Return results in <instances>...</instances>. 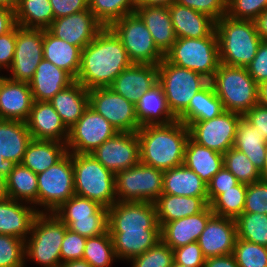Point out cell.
I'll use <instances>...</instances> for the list:
<instances>
[{
	"label": "cell",
	"mask_w": 267,
	"mask_h": 267,
	"mask_svg": "<svg viewBox=\"0 0 267 267\" xmlns=\"http://www.w3.org/2000/svg\"><path fill=\"white\" fill-rule=\"evenodd\" d=\"M247 185L239 183L232 189L223 190L210 204L217 216L236 220L244 210Z\"/></svg>",
	"instance_id": "7bdbcfd3"
},
{
	"label": "cell",
	"mask_w": 267,
	"mask_h": 267,
	"mask_svg": "<svg viewBox=\"0 0 267 267\" xmlns=\"http://www.w3.org/2000/svg\"><path fill=\"white\" fill-rule=\"evenodd\" d=\"M59 267H91V265L85 260H72L62 263Z\"/></svg>",
	"instance_id": "89a4df30"
},
{
	"label": "cell",
	"mask_w": 267,
	"mask_h": 267,
	"mask_svg": "<svg viewBox=\"0 0 267 267\" xmlns=\"http://www.w3.org/2000/svg\"><path fill=\"white\" fill-rule=\"evenodd\" d=\"M235 221L237 238L267 247V214L242 213Z\"/></svg>",
	"instance_id": "f6af8a7d"
},
{
	"label": "cell",
	"mask_w": 267,
	"mask_h": 267,
	"mask_svg": "<svg viewBox=\"0 0 267 267\" xmlns=\"http://www.w3.org/2000/svg\"><path fill=\"white\" fill-rule=\"evenodd\" d=\"M223 166L229 170L236 179L243 184H251L262 180L261 172L249 158L235 148L223 154Z\"/></svg>",
	"instance_id": "bcb514c9"
},
{
	"label": "cell",
	"mask_w": 267,
	"mask_h": 267,
	"mask_svg": "<svg viewBox=\"0 0 267 267\" xmlns=\"http://www.w3.org/2000/svg\"><path fill=\"white\" fill-rule=\"evenodd\" d=\"M158 223H167L176 219L202 212L209 204L208 197L177 196L162 194L155 202Z\"/></svg>",
	"instance_id": "1f68e13d"
},
{
	"label": "cell",
	"mask_w": 267,
	"mask_h": 267,
	"mask_svg": "<svg viewBox=\"0 0 267 267\" xmlns=\"http://www.w3.org/2000/svg\"><path fill=\"white\" fill-rule=\"evenodd\" d=\"M175 3L206 14L215 21L227 14V0H175Z\"/></svg>",
	"instance_id": "db71d44e"
},
{
	"label": "cell",
	"mask_w": 267,
	"mask_h": 267,
	"mask_svg": "<svg viewBox=\"0 0 267 267\" xmlns=\"http://www.w3.org/2000/svg\"><path fill=\"white\" fill-rule=\"evenodd\" d=\"M53 213L68 229L86 238L108 231V208L88 198L73 195Z\"/></svg>",
	"instance_id": "8fae6325"
},
{
	"label": "cell",
	"mask_w": 267,
	"mask_h": 267,
	"mask_svg": "<svg viewBox=\"0 0 267 267\" xmlns=\"http://www.w3.org/2000/svg\"><path fill=\"white\" fill-rule=\"evenodd\" d=\"M163 194L208 197L207 185L184 164L163 171Z\"/></svg>",
	"instance_id": "836d02e7"
},
{
	"label": "cell",
	"mask_w": 267,
	"mask_h": 267,
	"mask_svg": "<svg viewBox=\"0 0 267 267\" xmlns=\"http://www.w3.org/2000/svg\"><path fill=\"white\" fill-rule=\"evenodd\" d=\"M241 114L223 111L206 121L192 122L188 128L190 138L197 144L224 154L234 145Z\"/></svg>",
	"instance_id": "5bb4252c"
},
{
	"label": "cell",
	"mask_w": 267,
	"mask_h": 267,
	"mask_svg": "<svg viewBox=\"0 0 267 267\" xmlns=\"http://www.w3.org/2000/svg\"><path fill=\"white\" fill-rule=\"evenodd\" d=\"M0 74V119L28 120L34 103L28 83L17 82Z\"/></svg>",
	"instance_id": "44dd1931"
},
{
	"label": "cell",
	"mask_w": 267,
	"mask_h": 267,
	"mask_svg": "<svg viewBox=\"0 0 267 267\" xmlns=\"http://www.w3.org/2000/svg\"><path fill=\"white\" fill-rule=\"evenodd\" d=\"M8 198L33 205L37 211L38 178L28 167L16 164L6 178Z\"/></svg>",
	"instance_id": "ab89813d"
},
{
	"label": "cell",
	"mask_w": 267,
	"mask_h": 267,
	"mask_svg": "<svg viewBox=\"0 0 267 267\" xmlns=\"http://www.w3.org/2000/svg\"><path fill=\"white\" fill-rule=\"evenodd\" d=\"M67 153L66 143L32 139L27 145L21 164L39 174L55 165Z\"/></svg>",
	"instance_id": "d590c367"
},
{
	"label": "cell",
	"mask_w": 267,
	"mask_h": 267,
	"mask_svg": "<svg viewBox=\"0 0 267 267\" xmlns=\"http://www.w3.org/2000/svg\"><path fill=\"white\" fill-rule=\"evenodd\" d=\"M109 28L121 40L132 63L158 65L164 59V54L136 13L114 21Z\"/></svg>",
	"instance_id": "7c38bea8"
},
{
	"label": "cell",
	"mask_w": 267,
	"mask_h": 267,
	"mask_svg": "<svg viewBox=\"0 0 267 267\" xmlns=\"http://www.w3.org/2000/svg\"><path fill=\"white\" fill-rule=\"evenodd\" d=\"M237 239L236 221L213 215L199 236L197 242L205 258L233 253Z\"/></svg>",
	"instance_id": "ffe728a7"
},
{
	"label": "cell",
	"mask_w": 267,
	"mask_h": 267,
	"mask_svg": "<svg viewBox=\"0 0 267 267\" xmlns=\"http://www.w3.org/2000/svg\"><path fill=\"white\" fill-rule=\"evenodd\" d=\"M233 148L243 152L260 172L263 171L267 142L243 116L238 123Z\"/></svg>",
	"instance_id": "f35d334b"
},
{
	"label": "cell",
	"mask_w": 267,
	"mask_h": 267,
	"mask_svg": "<svg viewBox=\"0 0 267 267\" xmlns=\"http://www.w3.org/2000/svg\"><path fill=\"white\" fill-rule=\"evenodd\" d=\"M37 178V212L53 213L75 195L72 153H67L55 165L37 174Z\"/></svg>",
	"instance_id": "30bf717a"
},
{
	"label": "cell",
	"mask_w": 267,
	"mask_h": 267,
	"mask_svg": "<svg viewBox=\"0 0 267 267\" xmlns=\"http://www.w3.org/2000/svg\"><path fill=\"white\" fill-rule=\"evenodd\" d=\"M157 66L158 83L170 111L177 118L188 107L191 98L210 80L198 72L169 63L165 58Z\"/></svg>",
	"instance_id": "ba28073f"
},
{
	"label": "cell",
	"mask_w": 267,
	"mask_h": 267,
	"mask_svg": "<svg viewBox=\"0 0 267 267\" xmlns=\"http://www.w3.org/2000/svg\"><path fill=\"white\" fill-rule=\"evenodd\" d=\"M38 212L33 205L6 198L0 201V234L26 240Z\"/></svg>",
	"instance_id": "d4e9b609"
},
{
	"label": "cell",
	"mask_w": 267,
	"mask_h": 267,
	"mask_svg": "<svg viewBox=\"0 0 267 267\" xmlns=\"http://www.w3.org/2000/svg\"><path fill=\"white\" fill-rule=\"evenodd\" d=\"M119 202H155L163 194V170L139 162L115 174Z\"/></svg>",
	"instance_id": "9c48e42d"
},
{
	"label": "cell",
	"mask_w": 267,
	"mask_h": 267,
	"mask_svg": "<svg viewBox=\"0 0 267 267\" xmlns=\"http://www.w3.org/2000/svg\"><path fill=\"white\" fill-rule=\"evenodd\" d=\"M82 260L87 261L91 267H112L114 262H118L108 231L96 237L87 238Z\"/></svg>",
	"instance_id": "ee69618b"
},
{
	"label": "cell",
	"mask_w": 267,
	"mask_h": 267,
	"mask_svg": "<svg viewBox=\"0 0 267 267\" xmlns=\"http://www.w3.org/2000/svg\"><path fill=\"white\" fill-rule=\"evenodd\" d=\"M104 26L89 10L54 19L47 30L81 50L95 39Z\"/></svg>",
	"instance_id": "d6986e66"
},
{
	"label": "cell",
	"mask_w": 267,
	"mask_h": 267,
	"mask_svg": "<svg viewBox=\"0 0 267 267\" xmlns=\"http://www.w3.org/2000/svg\"><path fill=\"white\" fill-rule=\"evenodd\" d=\"M88 4L94 17L109 27L114 21L135 13L137 0H88Z\"/></svg>",
	"instance_id": "b9f144b4"
},
{
	"label": "cell",
	"mask_w": 267,
	"mask_h": 267,
	"mask_svg": "<svg viewBox=\"0 0 267 267\" xmlns=\"http://www.w3.org/2000/svg\"><path fill=\"white\" fill-rule=\"evenodd\" d=\"M157 82V65L132 63L115 78L110 88L136 105L139 97Z\"/></svg>",
	"instance_id": "603a6c76"
},
{
	"label": "cell",
	"mask_w": 267,
	"mask_h": 267,
	"mask_svg": "<svg viewBox=\"0 0 267 267\" xmlns=\"http://www.w3.org/2000/svg\"><path fill=\"white\" fill-rule=\"evenodd\" d=\"M160 229L153 202H115L108 208V231Z\"/></svg>",
	"instance_id": "ac0fdd59"
},
{
	"label": "cell",
	"mask_w": 267,
	"mask_h": 267,
	"mask_svg": "<svg viewBox=\"0 0 267 267\" xmlns=\"http://www.w3.org/2000/svg\"><path fill=\"white\" fill-rule=\"evenodd\" d=\"M31 140L26 122L0 119V154L4 159L21 164Z\"/></svg>",
	"instance_id": "e575fe53"
},
{
	"label": "cell",
	"mask_w": 267,
	"mask_h": 267,
	"mask_svg": "<svg viewBox=\"0 0 267 267\" xmlns=\"http://www.w3.org/2000/svg\"><path fill=\"white\" fill-rule=\"evenodd\" d=\"M43 57L76 79L81 65V49L79 47L56 38L47 29H44Z\"/></svg>",
	"instance_id": "d6a6232c"
},
{
	"label": "cell",
	"mask_w": 267,
	"mask_h": 267,
	"mask_svg": "<svg viewBox=\"0 0 267 267\" xmlns=\"http://www.w3.org/2000/svg\"><path fill=\"white\" fill-rule=\"evenodd\" d=\"M16 24L23 28L47 29L54 20L50 0H19Z\"/></svg>",
	"instance_id": "60d3db41"
},
{
	"label": "cell",
	"mask_w": 267,
	"mask_h": 267,
	"mask_svg": "<svg viewBox=\"0 0 267 267\" xmlns=\"http://www.w3.org/2000/svg\"><path fill=\"white\" fill-rule=\"evenodd\" d=\"M183 164L208 185L212 177L223 167V154L201 146L189 138Z\"/></svg>",
	"instance_id": "8d00e7d4"
},
{
	"label": "cell",
	"mask_w": 267,
	"mask_h": 267,
	"mask_svg": "<svg viewBox=\"0 0 267 267\" xmlns=\"http://www.w3.org/2000/svg\"><path fill=\"white\" fill-rule=\"evenodd\" d=\"M243 213L267 214V180L247 185Z\"/></svg>",
	"instance_id": "816d5d0a"
},
{
	"label": "cell",
	"mask_w": 267,
	"mask_h": 267,
	"mask_svg": "<svg viewBox=\"0 0 267 267\" xmlns=\"http://www.w3.org/2000/svg\"><path fill=\"white\" fill-rule=\"evenodd\" d=\"M15 165L16 163L11 160L4 159L0 154V176L6 179L14 169Z\"/></svg>",
	"instance_id": "03108f58"
},
{
	"label": "cell",
	"mask_w": 267,
	"mask_h": 267,
	"mask_svg": "<svg viewBox=\"0 0 267 267\" xmlns=\"http://www.w3.org/2000/svg\"><path fill=\"white\" fill-rule=\"evenodd\" d=\"M44 29L23 28L16 24V48L6 77L29 83L43 57Z\"/></svg>",
	"instance_id": "4fadbf2b"
},
{
	"label": "cell",
	"mask_w": 267,
	"mask_h": 267,
	"mask_svg": "<svg viewBox=\"0 0 267 267\" xmlns=\"http://www.w3.org/2000/svg\"><path fill=\"white\" fill-rule=\"evenodd\" d=\"M15 25V12L11 9L0 7V35L9 32Z\"/></svg>",
	"instance_id": "6125c7cd"
},
{
	"label": "cell",
	"mask_w": 267,
	"mask_h": 267,
	"mask_svg": "<svg viewBox=\"0 0 267 267\" xmlns=\"http://www.w3.org/2000/svg\"><path fill=\"white\" fill-rule=\"evenodd\" d=\"M258 104L267 108V79L258 84Z\"/></svg>",
	"instance_id": "003e7915"
},
{
	"label": "cell",
	"mask_w": 267,
	"mask_h": 267,
	"mask_svg": "<svg viewBox=\"0 0 267 267\" xmlns=\"http://www.w3.org/2000/svg\"><path fill=\"white\" fill-rule=\"evenodd\" d=\"M8 198L6 179L0 176V201Z\"/></svg>",
	"instance_id": "2644e50d"
},
{
	"label": "cell",
	"mask_w": 267,
	"mask_h": 267,
	"mask_svg": "<svg viewBox=\"0 0 267 267\" xmlns=\"http://www.w3.org/2000/svg\"><path fill=\"white\" fill-rule=\"evenodd\" d=\"M172 267H188V266H184V265H181V264H176V263L174 262Z\"/></svg>",
	"instance_id": "34e18365"
},
{
	"label": "cell",
	"mask_w": 267,
	"mask_h": 267,
	"mask_svg": "<svg viewBox=\"0 0 267 267\" xmlns=\"http://www.w3.org/2000/svg\"><path fill=\"white\" fill-rule=\"evenodd\" d=\"M19 0H0V7L8 8L15 11Z\"/></svg>",
	"instance_id": "8c879c8a"
},
{
	"label": "cell",
	"mask_w": 267,
	"mask_h": 267,
	"mask_svg": "<svg viewBox=\"0 0 267 267\" xmlns=\"http://www.w3.org/2000/svg\"><path fill=\"white\" fill-rule=\"evenodd\" d=\"M240 182L224 166L212 177L207 185L208 204H210L223 190L232 189Z\"/></svg>",
	"instance_id": "9f6ffc18"
},
{
	"label": "cell",
	"mask_w": 267,
	"mask_h": 267,
	"mask_svg": "<svg viewBox=\"0 0 267 267\" xmlns=\"http://www.w3.org/2000/svg\"><path fill=\"white\" fill-rule=\"evenodd\" d=\"M131 64L121 40L109 27H104L81 50V65L75 81L87 90L110 87Z\"/></svg>",
	"instance_id": "6da1fadb"
},
{
	"label": "cell",
	"mask_w": 267,
	"mask_h": 267,
	"mask_svg": "<svg viewBox=\"0 0 267 267\" xmlns=\"http://www.w3.org/2000/svg\"><path fill=\"white\" fill-rule=\"evenodd\" d=\"M215 32L223 65L246 67L262 41L254 21L235 19L227 14L216 21Z\"/></svg>",
	"instance_id": "3957f363"
},
{
	"label": "cell",
	"mask_w": 267,
	"mask_h": 267,
	"mask_svg": "<svg viewBox=\"0 0 267 267\" xmlns=\"http://www.w3.org/2000/svg\"><path fill=\"white\" fill-rule=\"evenodd\" d=\"M164 58L169 63L198 72L210 80L221 64L216 32L204 38H177Z\"/></svg>",
	"instance_id": "52a82bcc"
},
{
	"label": "cell",
	"mask_w": 267,
	"mask_h": 267,
	"mask_svg": "<svg viewBox=\"0 0 267 267\" xmlns=\"http://www.w3.org/2000/svg\"><path fill=\"white\" fill-rule=\"evenodd\" d=\"M210 83L225 111L243 116L258 104V84L246 67L220 64Z\"/></svg>",
	"instance_id": "5b68a950"
},
{
	"label": "cell",
	"mask_w": 267,
	"mask_h": 267,
	"mask_svg": "<svg viewBox=\"0 0 267 267\" xmlns=\"http://www.w3.org/2000/svg\"><path fill=\"white\" fill-rule=\"evenodd\" d=\"M26 125L32 139L67 143L69 130L49 101H34Z\"/></svg>",
	"instance_id": "7402d4cb"
},
{
	"label": "cell",
	"mask_w": 267,
	"mask_h": 267,
	"mask_svg": "<svg viewBox=\"0 0 267 267\" xmlns=\"http://www.w3.org/2000/svg\"><path fill=\"white\" fill-rule=\"evenodd\" d=\"M136 133L142 164L163 171L183 164L190 138L189 128L183 122L176 120L167 125H147Z\"/></svg>",
	"instance_id": "7a4b0ae2"
},
{
	"label": "cell",
	"mask_w": 267,
	"mask_h": 267,
	"mask_svg": "<svg viewBox=\"0 0 267 267\" xmlns=\"http://www.w3.org/2000/svg\"><path fill=\"white\" fill-rule=\"evenodd\" d=\"M232 254L239 267H267L265 246L237 238Z\"/></svg>",
	"instance_id": "7dc6e473"
},
{
	"label": "cell",
	"mask_w": 267,
	"mask_h": 267,
	"mask_svg": "<svg viewBox=\"0 0 267 267\" xmlns=\"http://www.w3.org/2000/svg\"><path fill=\"white\" fill-rule=\"evenodd\" d=\"M49 102L69 130L89 107V93L79 82L74 81L58 92Z\"/></svg>",
	"instance_id": "4dcf8cb0"
},
{
	"label": "cell",
	"mask_w": 267,
	"mask_h": 267,
	"mask_svg": "<svg viewBox=\"0 0 267 267\" xmlns=\"http://www.w3.org/2000/svg\"><path fill=\"white\" fill-rule=\"evenodd\" d=\"M174 262L188 267H204L205 257L198 242L173 249Z\"/></svg>",
	"instance_id": "11a10c76"
},
{
	"label": "cell",
	"mask_w": 267,
	"mask_h": 267,
	"mask_svg": "<svg viewBox=\"0 0 267 267\" xmlns=\"http://www.w3.org/2000/svg\"><path fill=\"white\" fill-rule=\"evenodd\" d=\"M267 9V0H227V15L254 21Z\"/></svg>",
	"instance_id": "f907efd6"
},
{
	"label": "cell",
	"mask_w": 267,
	"mask_h": 267,
	"mask_svg": "<svg viewBox=\"0 0 267 267\" xmlns=\"http://www.w3.org/2000/svg\"><path fill=\"white\" fill-rule=\"evenodd\" d=\"M118 131L102 115L88 107L69 129L68 153L90 154Z\"/></svg>",
	"instance_id": "2e32d148"
},
{
	"label": "cell",
	"mask_w": 267,
	"mask_h": 267,
	"mask_svg": "<svg viewBox=\"0 0 267 267\" xmlns=\"http://www.w3.org/2000/svg\"><path fill=\"white\" fill-rule=\"evenodd\" d=\"M204 267H239L233 254L205 258Z\"/></svg>",
	"instance_id": "be15d7a7"
},
{
	"label": "cell",
	"mask_w": 267,
	"mask_h": 267,
	"mask_svg": "<svg viewBox=\"0 0 267 267\" xmlns=\"http://www.w3.org/2000/svg\"><path fill=\"white\" fill-rule=\"evenodd\" d=\"M135 13L151 33L155 45L165 54L177 39L169 8L166 6H137Z\"/></svg>",
	"instance_id": "83f0119b"
},
{
	"label": "cell",
	"mask_w": 267,
	"mask_h": 267,
	"mask_svg": "<svg viewBox=\"0 0 267 267\" xmlns=\"http://www.w3.org/2000/svg\"><path fill=\"white\" fill-rule=\"evenodd\" d=\"M257 32L262 41H267V9L264 10L255 20Z\"/></svg>",
	"instance_id": "e7e4bbea"
},
{
	"label": "cell",
	"mask_w": 267,
	"mask_h": 267,
	"mask_svg": "<svg viewBox=\"0 0 267 267\" xmlns=\"http://www.w3.org/2000/svg\"><path fill=\"white\" fill-rule=\"evenodd\" d=\"M135 108L140 127L167 125L177 120L170 111L165 94L158 82L139 97Z\"/></svg>",
	"instance_id": "f546056e"
},
{
	"label": "cell",
	"mask_w": 267,
	"mask_h": 267,
	"mask_svg": "<svg viewBox=\"0 0 267 267\" xmlns=\"http://www.w3.org/2000/svg\"><path fill=\"white\" fill-rule=\"evenodd\" d=\"M89 107L102 115L118 132H137L140 128L135 105L110 87L88 90Z\"/></svg>",
	"instance_id": "9a60e30c"
},
{
	"label": "cell",
	"mask_w": 267,
	"mask_h": 267,
	"mask_svg": "<svg viewBox=\"0 0 267 267\" xmlns=\"http://www.w3.org/2000/svg\"><path fill=\"white\" fill-rule=\"evenodd\" d=\"M75 195L110 208L116 200L115 174L106 169L91 154H73Z\"/></svg>",
	"instance_id": "8992f818"
},
{
	"label": "cell",
	"mask_w": 267,
	"mask_h": 267,
	"mask_svg": "<svg viewBox=\"0 0 267 267\" xmlns=\"http://www.w3.org/2000/svg\"><path fill=\"white\" fill-rule=\"evenodd\" d=\"M131 267H172L174 263L173 250L161 240L143 254L134 257L127 264Z\"/></svg>",
	"instance_id": "681fc988"
},
{
	"label": "cell",
	"mask_w": 267,
	"mask_h": 267,
	"mask_svg": "<svg viewBox=\"0 0 267 267\" xmlns=\"http://www.w3.org/2000/svg\"><path fill=\"white\" fill-rule=\"evenodd\" d=\"M246 69L257 84L267 79V41H261L255 57Z\"/></svg>",
	"instance_id": "680465c9"
},
{
	"label": "cell",
	"mask_w": 267,
	"mask_h": 267,
	"mask_svg": "<svg viewBox=\"0 0 267 267\" xmlns=\"http://www.w3.org/2000/svg\"><path fill=\"white\" fill-rule=\"evenodd\" d=\"M26 264L25 241L0 234V267H27Z\"/></svg>",
	"instance_id": "c3c4849f"
},
{
	"label": "cell",
	"mask_w": 267,
	"mask_h": 267,
	"mask_svg": "<svg viewBox=\"0 0 267 267\" xmlns=\"http://www.w3.org/2000/svg\"><path fill=\"white\" fill-rule=\"evenodd\" d=\"M74 81L75 79L64 69L43 58L28 84L34 101H49Z\"/></svg>",
	"instance_id": "484cf974"
},
{
	"label": "cell",
	"mask_w": 267,
	"mask_h": 267,
	"mask_svg": "<svg viewBox=\"0 0 267 267\" xmlns=\"http://www.w3.org/2000/svg\"><path fill=\"white\" fill-rule=\"evenodd\" d=\"M243 117L253 125V130H256L262 138L267 142V108L254 105Z\"/></svg>",
	"instance_id": "94428289"
},
{
	"label": "cell",
	"mask_w": 267,
	"mask_h": 267,
	"mask_svg": "<svg viewBox=\"0 0 267 267\" xmlns=\"http://www.w3.org/2000/svg\"><path fill=\"white\" fill-rule=\"evenodd\" d=\"M224 110L222 101L218 98L209 82L192 98L188 107L177 117L187 127L195 121H206L219 116Z\"/></svg>",
	"instance_id": "74e56055"
},
{
	"label": "cell",
	"mask_w": 267,
	"mask_h": 267,
	"mask_svg": "<svg viewBox=\"0 0 267 267\" xmlns=\"http://www.w3.org/2000/svg\"><path fill=\"white\" fill-rule=\"evenodd\" d=\"M90 154L113 174L133 167L140 162L137 133L117 132Z\"/></svg>",
	"instance_id": "e0dca14e"
},
{
	"label": "cell",
	"mask_w": 267,
	"mask_h": 267,
	"mask_svg": "<svg viewBox=\"0 0 267 267\" xmlns=\"http://www.w3.org/2000/svg\"><path fill=\"white\" fill-rule=\"evenodd\" d=\"M108 232L111 235L118 261H127V263L154 247L161 240L160 229Z\"/></svg>",
	"instance_id": "f1b7e54d"
},
{
	"label": "cell",
	"mask_w": 267,
	"mask_h": 267,
	"mask_svg": "<svg viewBox=\"0 0 267 267\" xmlns=\"http://www.w3.org/2000/svg\"><path fill=\"white\" fill-rule=\"evenodd\" d=\"M67 226L52 212H38L25 240V262L41 267L61 265V245Z\"/></svg>",
	"instance_id": "277c9868"
},
{
	"label": "cell",
	"mask_w": 267,
	"mask_h": 267,
	"mask_svg": "<svg viewBox=\"0 0 267 267\" xmlns=\"http://www.w3.org/2000/svg\"><path fill=\"white\" fill-rule=\"evenodd\" d=\"M168 8L176 38H204L215 31L216 21L206 14L175 2Z\"/></svg>",
	"instance_id": "4316f807"
},
{
	"label": "cell",
	"mask_w": 267,
	"mask_h": 267,
	"mask_svg": "<svg viewBox=\"0 0 267 267\" xmlns=\"http://www.w3.org/2000/svg\"><path fill=\"white\" fill-rule=\"evenodd\" d=\"M261 177H262V180H267V149H266V158H265L264 169L261 172Z\"/></svg>",
	"instance_id": "753ad0ef"
},
{
	"label": "cell",
	"mask_w": 267,
	"mask_h": 267,
	"mask_svg": "<svg viewBox=\"0 0 267 267\" xmlns=\"http://www.w3.org/2000/svg\"><path fill=\"white\" fill-rule=\"evenodd\" d=\"M214 215L208 205L202 212L160 224L161 241L172 250L198 240L208 220Z\"/></svg>",
	"instance_id": "cb8c5ba5"
},
{
	"label": "cell",
	"mask_w": 267,
	"mask_h": 267,
	"mask_svg": "<svg viewBox=\"0 0 267 267\" xmlns=\"http://www.w3.org/2000/svg\"><path fill=\"white\" fill-rule=\"evenodd\" d=\"M16 48V25L7 33L0 35V74L8 71L14 59Z\"/></svg>",
	"instance_id": "6f0895ef"
},
{
	"label": "cell",
	"mask_w": 267,
	"mask_h": 267,
	"mask_svg": "<svg viewBox=\"0 0 267 267\" xmlns=\"http://www.w3.org/2000/svg\"><path fill=\"white\" fill-rule=\"evenodd\" d=\"M175 0H137V6H166L169 7Z\"/></svg>",
	"instance_id": "a7ac6f4b"
},
{
	"label": "cell",
	"mask_w": 267,
	"mask_h": 267,
	"mask_svg": "<svg viewBox=\"0 0 267 267\" xmlns=\"http://www.w3.org/2000/svg\"><path fill=\"white\" fill-rule=\"evenodd\" d=\"M54 19L82 12L89 8L88 0H50Z\"/></svg>",
	"instance_id": "91938a15"
},
{
	"label": "cell",
	"mask_w": 267,
	"mask_h": 267,
	"mask_svg": "<svg viewBox=\"0 0 267 267\" xmlns=\"http://www.w3.org/2000/svg\"><path fill=\"white\" fill-rule=\"evenodd\" d=\"M86 241V237L67 229L61 245V264L72 260H81Z\"/></svg>",
	"instance_id": "f5cc1de1"
}]
</instances>
